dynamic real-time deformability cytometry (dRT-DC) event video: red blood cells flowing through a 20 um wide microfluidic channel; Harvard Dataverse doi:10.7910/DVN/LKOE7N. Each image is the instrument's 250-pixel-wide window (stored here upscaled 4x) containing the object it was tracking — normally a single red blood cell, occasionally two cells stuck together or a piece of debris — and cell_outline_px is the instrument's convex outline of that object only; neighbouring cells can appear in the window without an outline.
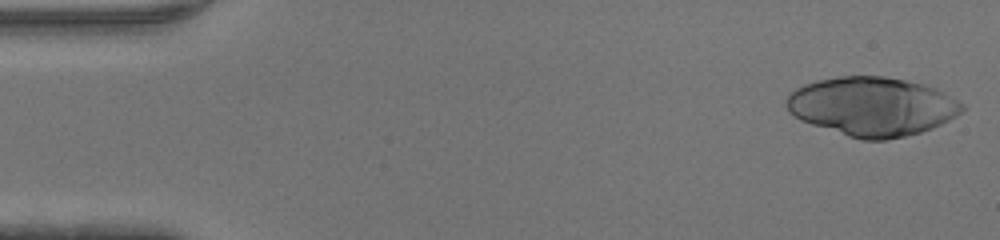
{"species": "human", "species_latin": "Homo sapiens", "temperature_condition": "warm", "stored_images_in_passage": 34, "camera_frame_rate_fps": 3000, "um_per_image_px": 0.085, "donor": {"sex": "male"}, "frame": {"image": 1, "passage_image": 1, "time_ms": 0.0, "image_size_px": [1000, 240], "cell_outline_px": [[964, 108], [956, 116], [932, 128], [920, 132], [888, 140], [860, 140], [800, 120], [788, 112], [784, 104], [784, 100], [796, 88], [804, 84], [816, 80], [840, 76], [884, 76], [924, 84], [936, 88], [944, 92], [964, 104]], "centroid_in_image_um": [74.1, 9.04], "position_along_channel_um": 10.9, "area_um2": 60.34}}
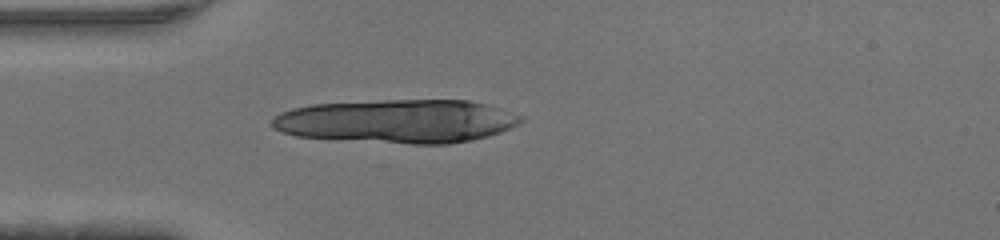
{"frame": {"image": 2, "passage_image": 12, "time_ms": 3.667, "image_size_px": [1000, 240], "cell_outline_px": [[524, 120], [520, 124], [512, 128], [488, 136], [472, 140], [448, 144], [412, 144], [336, 140], [296, 136], [280, 132], [272, 128], [268, 124], [272, 116], [280, 112], [292, 108], [312, 104], [384, 100], [468, 100], [484, 104], [524, 116]], "centroid_in_image_um": [33.7, 10.31], "position_along_channel_um": 51.3, "area_um2": 63.98}}